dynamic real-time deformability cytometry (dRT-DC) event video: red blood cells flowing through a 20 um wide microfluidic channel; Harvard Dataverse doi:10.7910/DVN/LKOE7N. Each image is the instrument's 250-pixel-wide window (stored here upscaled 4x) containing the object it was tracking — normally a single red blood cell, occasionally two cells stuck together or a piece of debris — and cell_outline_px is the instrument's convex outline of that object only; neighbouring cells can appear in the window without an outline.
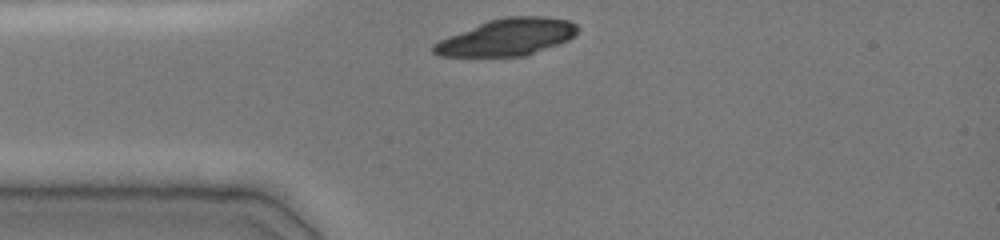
{"species": "common noctule bat (a hibernating species)", "species_latin": "Nyctalus noctula", "temperature_condition": "cold", "stored_images_in_passage": 25, "camera_frame_rate_fps": 3000, "um_per_image_px": 0.085, "animal": {"sex": "female", "body_mass_g": 19.0, "forearm_length_mm": 51.5}, "frame": {"image": 1, "passage_image": 1, "time_ms": 0.0, "image_size_px": [1000, 240], "cell_outline_px": [[580, 28], [568, 40], [528, 56], [440, 56], [432, 52], [432, 44], [440, 40], [488, 20], [504, 16], [544, 16], [568, 20], [576, 24]], "centroid_in_image_um": [43.13, 3.16], "position_along_channel_um": 41.9, "area_um2": 30.87}}